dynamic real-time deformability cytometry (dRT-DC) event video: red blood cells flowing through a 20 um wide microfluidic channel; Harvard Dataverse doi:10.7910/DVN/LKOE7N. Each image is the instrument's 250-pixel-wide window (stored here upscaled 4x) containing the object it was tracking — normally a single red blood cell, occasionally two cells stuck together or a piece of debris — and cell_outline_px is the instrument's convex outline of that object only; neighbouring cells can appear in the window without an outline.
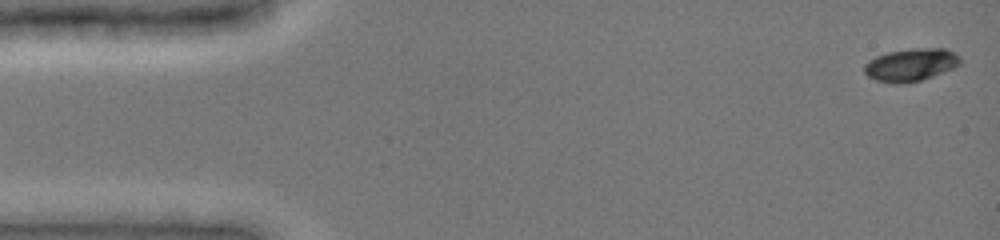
{"species": "common noctule bat (a hibernating species)", "species_latin": "Nyctalus noctula", "temperature_condition": "cold", "stored_images_in_passage": 48, "camera_frame_rate_fps": 3000, "um_per_image_px": 0.085, "animal": {"sex": "female", "body_mass_g": 19.0, "forearm_length_mm": 51.5}, "frame": {"image": 1, "passage_image": 1, "time_ms": 0.0, "image_size_px": [1000, 240], "cell_outline_px": [[960, 64], [952, 68], [932, 76], [920, 80], [904, 84], [900, 84], [876, 80], [868, 76], [864, 72], [864, 64], [868, 60], [876, 56], [888, 52], [912, 48], [944, 48], [960, 56]], "centroid_in_image_um": [77.39, 5.5], "position_along_channel_um": 7.6, "area_um2": 18.15}}
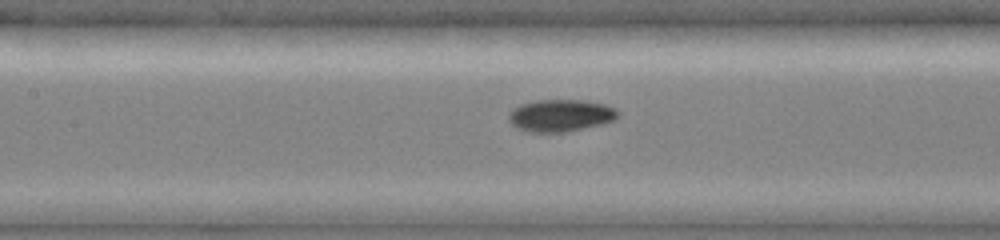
{"frame": {"image": 2, "passage_image": 22, "time_ms": 7.0, "image_size_px": [1000, 240], "cell_outline_px": [[620, 116], [616, 120], [604, 124], [564, 132], [524, 132], [516, 128], [508, 120], [508, 112], [512, 108], [520, 104], [536, 100], [584, 100], [604, 104], [620, 112]], "centroid_in_image_um": [47.62, 9.82], "position_along_channel_um": 159.8, "area_um2": 20.81}}
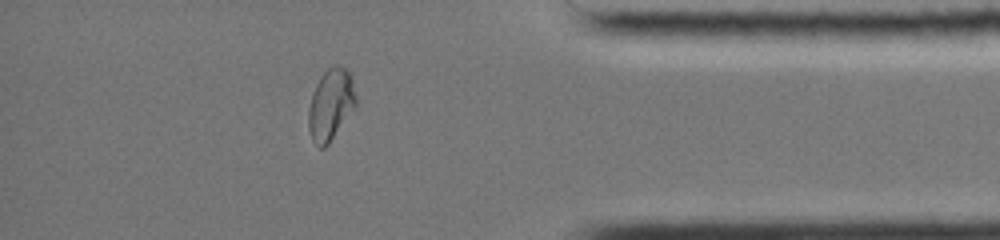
{"frame": {"image": 3, "passage_image": 42, "time_ms": 13.667, "image_size_px": [1000, 240], "cell_outline_px": [[356, 108], [328, 144], [324, 148], [320, 148], [312, 140], [308, 128], [308, 108], [312, 92], [320, 76], [328, 68], [336, 64], [344, 68], [352, 76], [356, 96]], "centroid_in_image_um": [28.11, 8.89], "position_along_channel_um": 407.1, "area_um2": 20.0}, "authors_computed_cell_mechanics": {"area_um2": 19.3341, "velocity_mm_per_s": 3.9353, "shape_relaxation_time_tau1_ms": 10.5473, "shape_relaxation_time_tau2_ms": 1.8512, "deformation_change_tau1": 0.2427, "deformation_change_tau2": 0.045}}